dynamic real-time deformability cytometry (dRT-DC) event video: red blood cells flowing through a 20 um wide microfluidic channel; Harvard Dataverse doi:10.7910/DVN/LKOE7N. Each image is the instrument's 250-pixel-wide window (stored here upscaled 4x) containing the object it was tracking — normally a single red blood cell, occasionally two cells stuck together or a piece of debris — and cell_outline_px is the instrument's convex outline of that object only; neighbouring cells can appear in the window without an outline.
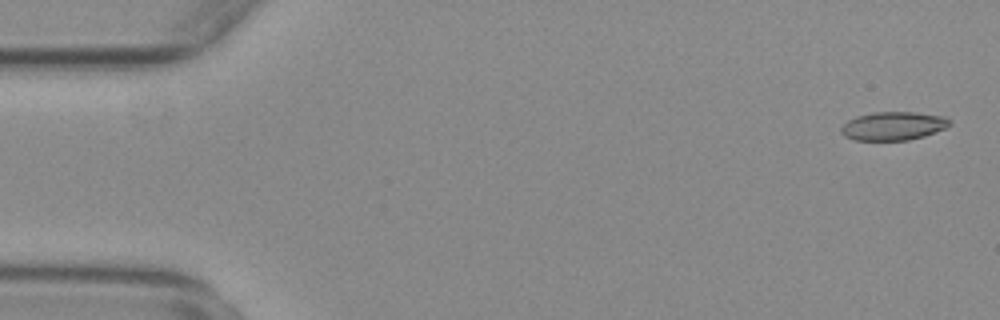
{"species": "common noctule bat (a hibernating species)", "species_latin": "Nyctalus noctula", "temperature_condition": "warm", "stored_images_in_passage": 53, "camera_frame_rate_fps": 3000, "um_per_image_px": 0.085, "animal": {"sex": "female", "body_mass_g": 29.2, "forearm_length_mm": 56.3}, "frame": {"image": 1, "passage_image": 2, "time_ms": 0.333, "image_size_px": [1000, 320], "cell_outline_px": [[952, 124], [944, 128], [924, 136], [908, 140], [856, 140], [844, 136], [840, 132], [840, 128], [848, 120], [856, 116], [872, 112], [912, 112], [944, 116]], "centroid_in_image_um": [75.89, 10.7], "position_along_channel_um": 9.1, "area_um2": 17.92}}
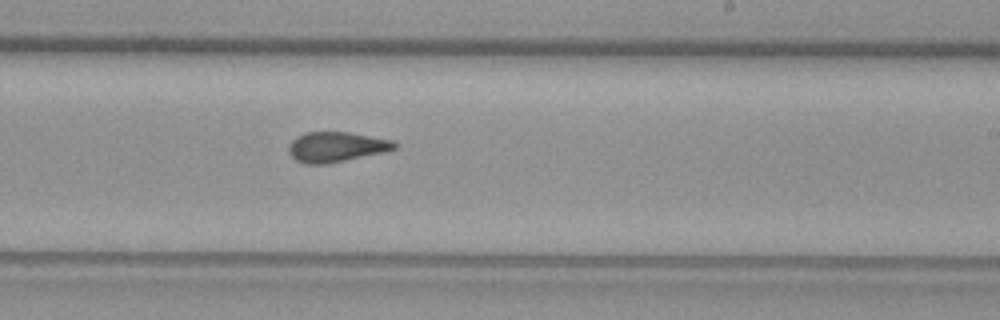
{"frame": {"image": 2, "passage_image": 33, "time_ms": 10.667, "image_size_px": [1000, 320], "cell_outline_px": [[396, 148], [384, 152], [324, 164], [304, 164], [296, 160], [288, 152], [288, 148], [292, 140], [296, 136], [304, 132], [348, 132], [392, 140], [396, 144]], "centroid_in_image_um": [28.53, 12.48], "position_along_channel_um": 260.5, "area_um2": 18.38}}
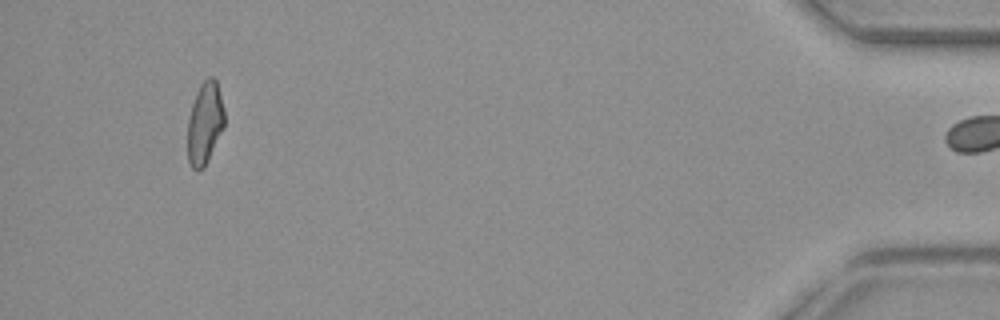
{"frame": {"image": 3, "passage_image": 52, "time_ms": 17.0, "image_size_px": [1000, 320], "cell_outline_px": [[224, 128], [204, 168], [196, 172], [192, 168], [188, 160], [188, 120], [192, 104], [196, 92], [200, 84], [208, 76], [212, 76], [216, 80], [224, 108]], "centroid_in_image_um": [17.41, 10.48], "position_along_channel_um": 417.8, "area_um2": 17.74}, "authors_computed_cell_mechanics": {"area_um2": 18.6116, "velocity_mm_per_s": 3.7474, "shape_relaxation_time_tau1_ms": null, "shape_relaxation_time_tau2_ms": 1.8651, "deformation_change_tau1": null, "deformation_change_tau2": 0.0952}}